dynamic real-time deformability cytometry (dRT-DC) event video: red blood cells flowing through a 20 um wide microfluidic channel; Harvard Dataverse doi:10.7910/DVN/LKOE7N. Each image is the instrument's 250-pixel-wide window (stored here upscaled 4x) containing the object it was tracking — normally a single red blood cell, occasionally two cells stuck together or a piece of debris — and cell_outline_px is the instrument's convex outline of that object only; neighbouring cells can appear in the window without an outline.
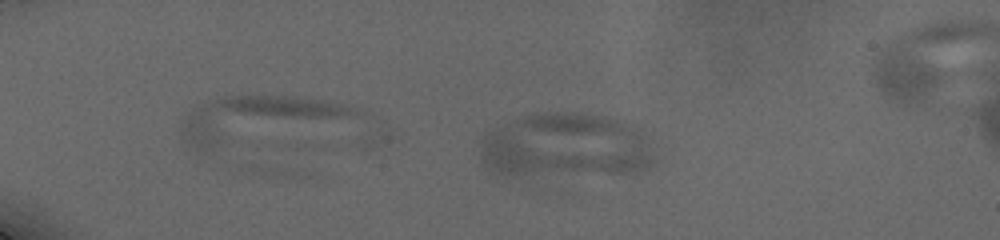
{"species": "human", "species_latin": "Homo sapiens", "temperature_condition": "cold", "stored_images_in_passage": 15, "camera_frame_rate_fps": 3000, "um_per_image_px": 0.085, "donor": {"sex": "male"}, "frame": {"image": 1, "passage_image": 8, "time_ms": 4.0, "image_size_px": [1000, 240], "cell_outline_px": [[656, 164], [648, 168], [636, 172], [520, 176], [496, 176], [488, 168], [480, 152], [480, 144], [484, 136], [488, 132], [520, 116], [548, 112], [572, 112], [600, 116], [632, 124], [640, 128], [652, 136], [656, 144]], "centroid_in_image_um": [48.18, 12.41], "position_along_channel_um": 36.8, "area_um2": 67.22}}
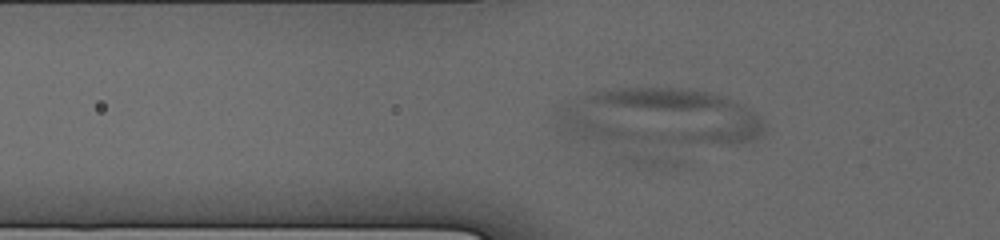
{"frame": {"image": 2, "passage_image": 13, "time_ms": 7.0, "image_size_px": [1000, 240], "cell_outline_px": [[764, 136], [740, 144], [676, 144], [588, 140], [560, 132], [556, 128], [556, 120], [560, 108], [568, 100], [592, 92], [620, 88], [688, 88], [716, 92], [740, 104], [760, 116], [764, 124]], "centroid_in_image_um": [56.04, 9.97], "position_along_channel_um": 69.8, "area_um2": 70.46}}